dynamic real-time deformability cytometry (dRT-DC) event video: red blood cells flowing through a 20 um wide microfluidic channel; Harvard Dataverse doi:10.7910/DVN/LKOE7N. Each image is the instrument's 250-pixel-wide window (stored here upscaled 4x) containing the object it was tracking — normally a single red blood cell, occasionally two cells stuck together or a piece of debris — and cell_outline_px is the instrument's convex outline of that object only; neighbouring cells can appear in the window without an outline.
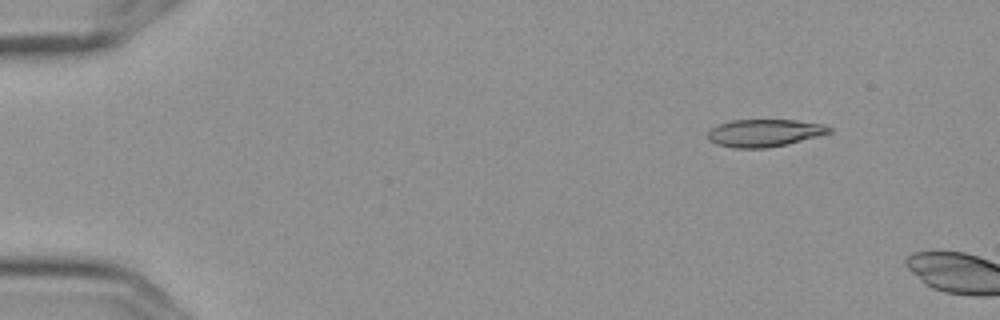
{"species": "Egyptian fruit bat (a non-hibernating species)", "species_latin": "Rousettus aegyptiacus", "temperature_condition": "cold", "stored_images_in_passage": 5, "camera_frame_rate_fps": 3000, "um_per_image_px": 0.085, "frame": {"image": 1, "passage_image": 2, "time_ms": 0.333, "image_size_px": [1000, 320], "cell_outline_px": [[832, 132], [788, 144], [768, 148], [732, 148], [716, 144], [708, 140], [708, 132], [712, 128], [720, 124], [732, 120], [796, 120], [820, 124], [832, 128]], "centroid_in_image_um": [64.96, 11.31], "position_along_channel_um": 20.0, "area_um2": 19.36}}